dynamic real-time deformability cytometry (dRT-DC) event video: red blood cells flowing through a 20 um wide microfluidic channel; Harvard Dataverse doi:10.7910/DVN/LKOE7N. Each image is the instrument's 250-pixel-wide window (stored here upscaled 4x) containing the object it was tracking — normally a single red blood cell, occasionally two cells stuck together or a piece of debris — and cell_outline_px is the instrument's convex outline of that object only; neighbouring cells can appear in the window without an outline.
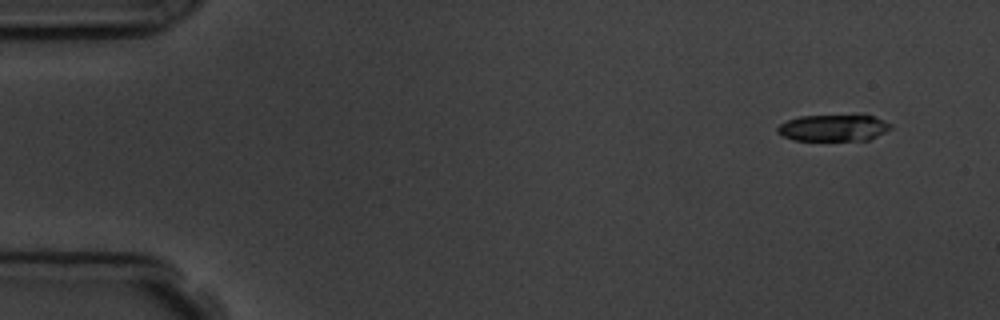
{"species": "common noctule bat (a hibernating species)", "species_latin": "Nyctalus noctula", "temperature_condition": "room temperature", "stored_images_in_passage": 2, "segment_of_instrument_passage": [2, 2], "camera_frame_rate_fps": 3000, "um_per_image_px": 0.085, "animal": {"sex": "male", "body_mass_g": 19.5, "forearm_length_mm": 54.6}, "frame": {"image": 1, "passage_image": 2, "time_ms": 2.0, "image_size_px": [1000, 320], "cell_outline_px": [[892, 128], [868, 140], [792, 140], [776, 132], [776, 128], [780, 124], [788, 120], [800, 116], [860, 112], [864, 112], [892, 124]], "centroid_in_image_um": [70.88, 10.81], "position_along_channel_um": 14.1, "area_um2": 18.38}}